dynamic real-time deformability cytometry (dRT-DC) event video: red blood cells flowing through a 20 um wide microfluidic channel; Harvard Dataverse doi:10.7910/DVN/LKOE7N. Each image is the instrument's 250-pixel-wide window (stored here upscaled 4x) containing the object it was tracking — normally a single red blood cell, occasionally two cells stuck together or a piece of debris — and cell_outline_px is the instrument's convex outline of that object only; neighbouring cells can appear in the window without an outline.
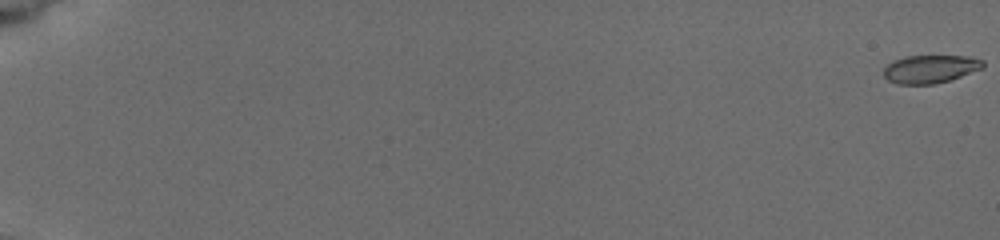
{"species": "common noctule bat (a hibernating species)", "species_latin": "Nyctalus noctula", "temperature_condition": "cold", "stored_images_in_passage": 11, "camera_frame_rate_fps": 3000, "um_per_image_px": 0.085, "animal": {"sex": "female", "body_mass_g": 19.5, "forearm_length_mm": 54.1}, "frame": {"image": 1, "passage_image": 1, "time_ms": 0.0, "image_size_px": [1000, 240], "cell_outline_px": [[984, 68], [948, 80], [932, 84], [896, 84], [888, 80], [884, 76], [884, 68], [888, 64], [896, 60], [908, 56], [968, 56], [984, 60]], "centroid_in_image_um": [79.09, 5.86], "position_along_channel_um": 5.9, "area_um2": 16.07}}
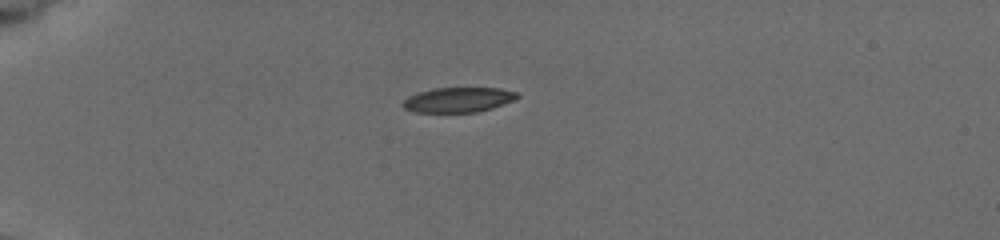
{"frame": {"image": 2, "passage_image": 7, "time_ms": 5.667, "image_size_px": [1000, 240], "cell_outline_px": [[520, 96], [512, 100], [492, 108], [476, 112], [416, 112], [404, 108], [400, 104], [408, 96], [420, 92], [436, 88], [500, 88], [516, 92]], "centroid_in_image_um": [38.93, 8.48], "position_along_channel_um": 46.1, "area_um2": 16.42}}
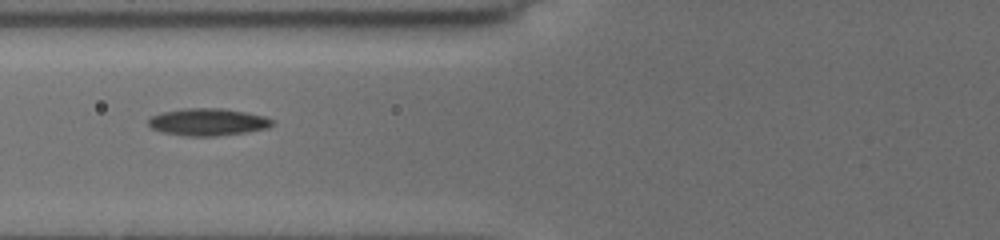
{"frame": {"image": 3, "passage_image": 10, "time_ms": 8.333, "image_size_px": [1000, 240], "cell_outline_px": [[272, 124], [268, 128], [244, 132], [216, 136], [184, 136], [160, 132], [152, 128], [148, 124], [148, 120], [152, 116], [160, 112], [180, 108], [224, 108], [264, 116], [272, 120]], "centroid_in_image_um": [17.6, 10.36], "position_along_channel_um": 108.2, "area_um2": 19.71}}